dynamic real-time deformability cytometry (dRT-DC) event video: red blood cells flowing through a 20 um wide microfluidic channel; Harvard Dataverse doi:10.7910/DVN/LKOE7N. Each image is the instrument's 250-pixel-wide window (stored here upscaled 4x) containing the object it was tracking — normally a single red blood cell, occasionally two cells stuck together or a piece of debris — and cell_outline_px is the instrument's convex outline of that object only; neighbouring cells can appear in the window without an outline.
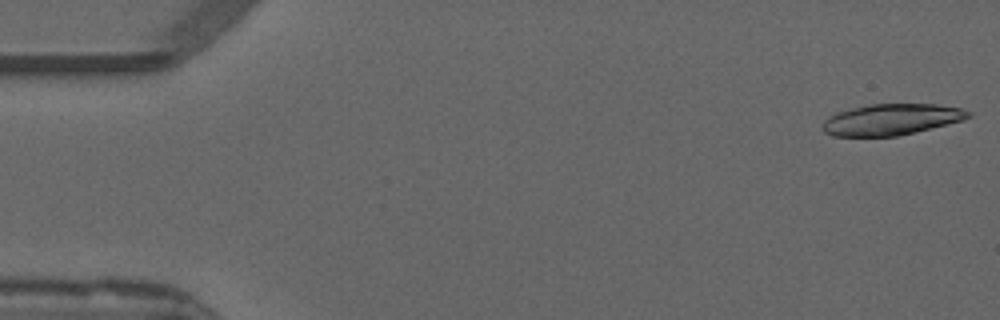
{"species": "common noctule bat (a hibernating species)", "species_latin": "Nyctalus noctula", "temperature_condition": "warm", "stored_images_in_passage": 17, "camera_frame_rate_fps": 3000, "um_per_image_px": 0.085, "animal": {"sex": "male", "forearm_length_mm": 52.5}, "frame": {"image": 1, "passage_image": 1, "time_ms": 0.0, "image_size_px": [1000, 320], "cell_outline_px": [[972, 116], [964, 120], [896, 136], [832, 136], [824, 132], [820, 128], [820, 124], [828, 116], [836, 112], [868, 104], [936, 104], [960, 108], [972, 112]], "centroid_in_image_um": [75.72, 10.15], "position_along_channel_um": 9.3, "area_um2": 26.59}}